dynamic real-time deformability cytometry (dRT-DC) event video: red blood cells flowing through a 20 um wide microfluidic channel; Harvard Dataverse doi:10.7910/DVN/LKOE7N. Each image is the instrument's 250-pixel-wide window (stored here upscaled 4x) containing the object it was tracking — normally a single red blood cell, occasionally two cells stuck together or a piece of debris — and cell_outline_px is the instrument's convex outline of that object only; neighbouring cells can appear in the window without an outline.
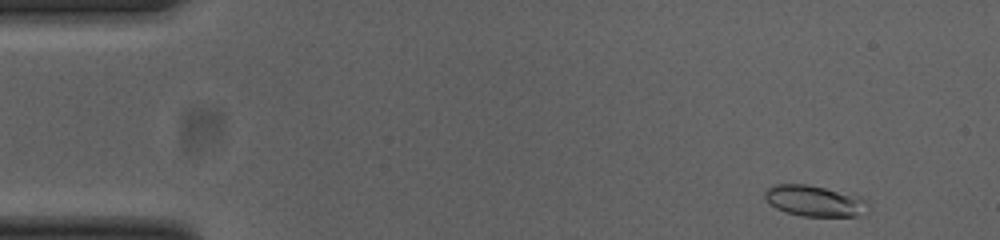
{"species": "common noctule bat (a hibernating species)", "species_latin": "Nyctalus noctula", "temperature_condition": "cold", "stored_images_in_passage": 49, "camera_frame_rate_fps": 3000, "um_per_image_px": 0.085, "animal": {"sex": "female", "body_mass_g": 23.0, "forearm_length_mm": 53.4}, "frame": {"image": 1, "passage_image": 1, "time_ms": 0.0, "image_size_px": [1000, 240], "cell_outline_px": [[868, 212], [864, 216], [800, 216], [784, 212], [776, 208], [764, 196], [764, 192], [772, 184], [808, 184], [824, 188], [864, 200], [868, 204]], "centroid_in_image_um": [69.2, 17.1], "position_along_channel_um": 15.8, "area_um2": 18.32}}
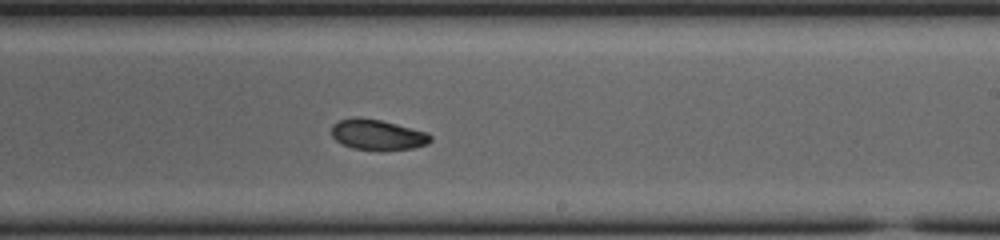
{"frame": {"image": 2, "passage_image": 28, "time_ms": 9.0, "image_size_px": [1000, 240], "cell_outline_px": [[432, 140], [428, 144], [412, 148], [380, 152], [352, 148], [336, 140], [332, 136], [332, 124], [340, 120], [356, 116], [360, 116], [380, 120], [428, 132], [432, 136]], "centroid_in_image_um": [32.11, 11.47], "position_along_channel_um": 256.9, "area_um2": 17.98}}
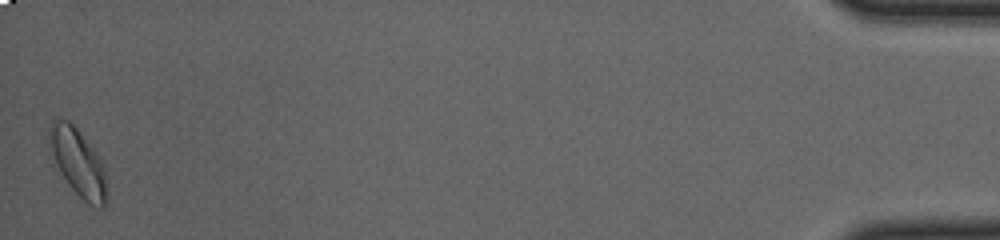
{"frame": {"image": 3, "passage_image": 49, "time_ms": 16.0, "image_size_px": [1000, 240], "cell_outline_px": [[108, 204], [104, 208], [100, 208], [88, 204], [68, 184], [60, 172], [56, 164], [48, 140], [48, 136], [52, 124], [56, 120], [68, 120], [76, 128], [100, 156], [104, 168], [108, 192]], "centroid_in_image_um": [6.7, 13.88], "position_along_channel_um": 428.5, "area_um2": 22.43}}